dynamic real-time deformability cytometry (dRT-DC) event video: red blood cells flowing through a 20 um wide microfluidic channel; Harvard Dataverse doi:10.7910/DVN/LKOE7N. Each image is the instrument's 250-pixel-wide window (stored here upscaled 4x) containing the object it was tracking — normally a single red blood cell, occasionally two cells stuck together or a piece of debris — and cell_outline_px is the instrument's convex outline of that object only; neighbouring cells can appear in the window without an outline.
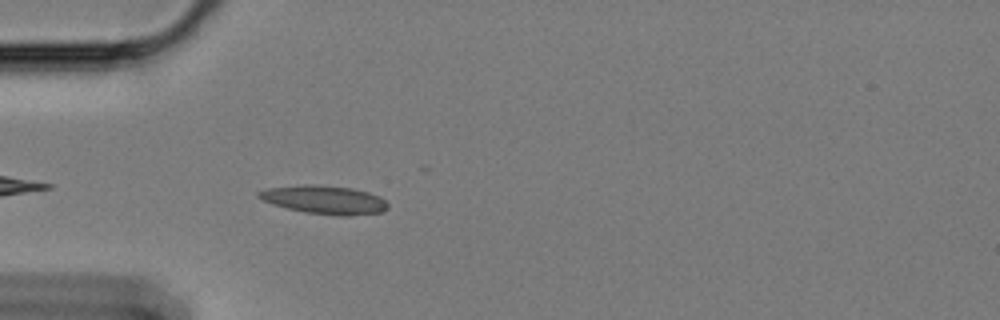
{"species": "Egyptian fruit bat (a non-hibernating species)", "species_latin": "Rousettus aegyptiacus", "temperature_condition": "cold", "stored_images_in_passage": 22, "camera_frame_rate_fps": 3000, "um_per_image_px": 0.085, "animal": {"sex": "female"}, "frame": {"image": 1, "passage_image": 4, "time_ms": 1.0, "image_size_px": [1000, 320], "cell_outline_px": [[388, 208], [380, 212], [352, 216], [340, 216], [304, 212], [272, 204], [256, 196], [256, 192], [264, 188], [304, 184], [316, 184], [352, 188], [368, 192], [380, 196], [388, 204]], "centroid_in_image_um": [27.55, 16.97], "position_along_channel_um": 57.4, "area_um2": 21.62}}
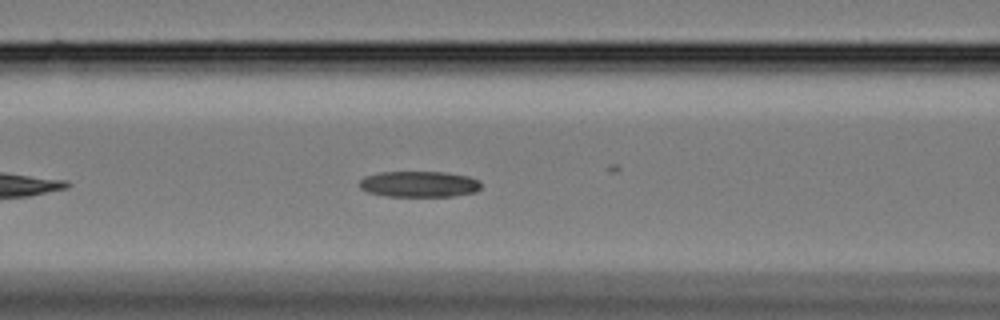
{"frame": {"image": 2, "passage_image": 11, "time_ms": 3.333, "image_size_px": [1000, 320], "cell_outline_px": [[480, 188], [476, 192], [452, 196], [388, 196], [368, 192], [360, 188], [360, 180], [364, 176], [380, 172], [448, 172], [468, 176], [480, 180]], "centroid_in_image_um": [35.64, 15.64], "position_along_channel_um": 131.0, "area_um2": 18.44}}
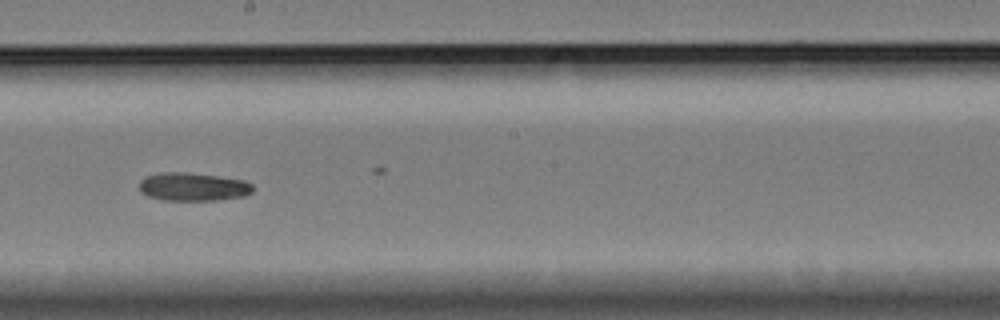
{"frame": {"image": 3, "passage_image": 20, "time_ms": 6.333, "image_size_px": [1000, 320], "cell_outline_px": [[252, 192], [244, 196], [216, 200], [164, 200], [148, 196], [140, 192], [140, 180], [144, 176], [160, 172], [188, 172], [244, 180], [252, 184]], "centroid_in_image_um": [16.37, 15.87], "position_along_channel_um": 231.8, "area_um2": 18.73}}